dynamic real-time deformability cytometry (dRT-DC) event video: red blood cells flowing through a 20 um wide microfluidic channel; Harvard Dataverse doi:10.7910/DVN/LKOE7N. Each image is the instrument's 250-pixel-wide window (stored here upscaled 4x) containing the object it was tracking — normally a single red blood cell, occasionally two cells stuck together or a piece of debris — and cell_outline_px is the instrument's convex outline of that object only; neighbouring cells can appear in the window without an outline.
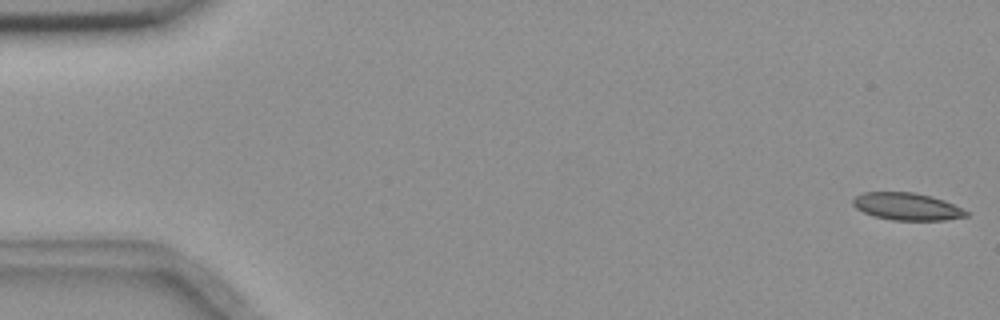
{"species": "common noctule bat (a hibernating species)", "species_latin": "Nyctalus noctula", "temperature_condition": "room temperature", "stored_images_in_passage": 19, "camera_frame_rate_fps": 3000, "um_per_image_px": 0.085, "animal": {"sex": "female", "body_mass_g": 18.4}, "frame": {"image": 1, "passage_image": 1, "time_ms": 0.0, "image_size_px": [1000, 320], "cell_outline_px": [[968, 216], [944, 220], [892, 220], [872, 216], [856, 208], [852, 204], [852, 200], [856, 196], [864, 192], [912, 192], [932, 196], [944, 200], [968, 212]], "centroid_in_image_um": [77.06, 17.55], "position_along_channel_um": 7.9, "area_um2": 17.98}}
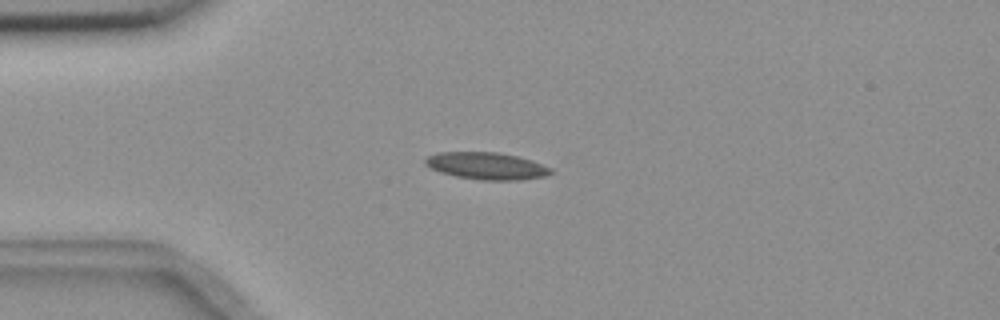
{"frame": {"image": 2, "passage_image": 14, "time_ms": 4.333, "image_size_px": [1000, 320], "cell_outline_px": [[552, 172], [548, 176], [520, 180], [484, 180], [456, 176], [440, 172], [424, 164], [424, 160], [428, 156], [436, 152], [496, 152], [516, 156], [532, 160], [552, 168]], "centroid_in_image_um": [41.37, 14.1], "position_along_channel_um": 43.6, "area_um2": 19.83}}